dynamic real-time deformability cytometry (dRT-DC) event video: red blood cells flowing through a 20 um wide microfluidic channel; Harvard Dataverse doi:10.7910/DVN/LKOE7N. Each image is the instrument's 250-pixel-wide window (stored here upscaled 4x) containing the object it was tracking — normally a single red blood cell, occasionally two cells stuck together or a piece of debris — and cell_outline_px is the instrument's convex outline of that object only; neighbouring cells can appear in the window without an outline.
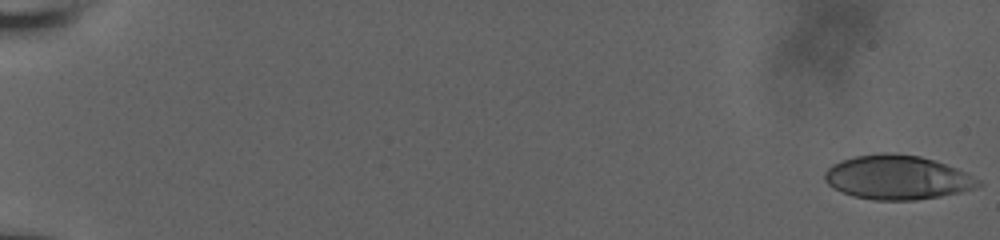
{"species": "human", "species_latin": "Homo sapiens", "temperature_condition": "room temperature", "stored_images_in_passage": 57, "camera_frame_rate_fps": 3000, "um_per_image_px": 0.085, "donor": {"sex": "male"}, "frame": {"image": 1, "passage_image": 1, "time_ms": 0.0, "image_size_px": [1000, 240], "cell_outline_px": [[984, 184], [976, 188], [960, 192], [940, 196], [916, 200], [872, 200], [856, 196], [844, 192], [828, 184], [824, 180], [824, 172], [832, 164], [856, 156], [884, 152], [888, 152], [920, 156], [956, 168], [980, 180]], "centroid_in_image_um": [76.28, 15.08], "position_along_channel_um": 8.7, "area_um2": 39.19}}
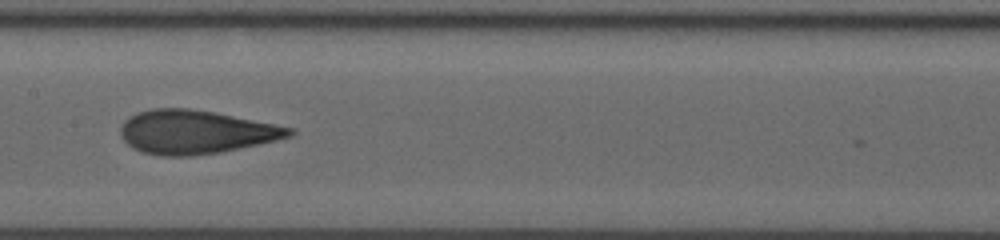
{"frame": {"image": 2, "passage_image": 32, "time_ms": 10.333, "image_size_px": [1000, 240], "cell_outline_px": [[296, 132], [292, 136], [276, 140], [220, 152], [192, 156], [160, 156], [140, 152], [132, 148], [120, 136], [120, 128], [124, 120], [128, 116], [152, 108], [188, 108], [216, 112], [292, 128]], "centroid_in_image_um": [16.58, 11.22], "position_along_channel_um": 190.8, "area_um2": 42.95}}
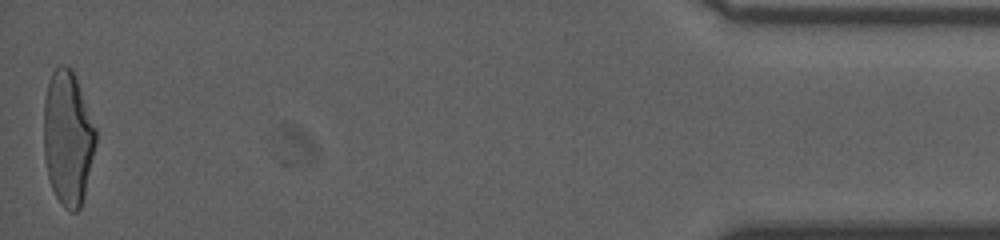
{"frame": {"image": 3, "passage_image": 57, "time_ms": 18.667, "image_size_px": [1000, 240], "cell_outline_px": [[96, 144], [84, 196], [80, 208], [76, 212], [72, 212], [64, 208], [56, 196], [52, 188], [48, 176], [44, 156], [44, 100], [48, 80], [52, 72], [60, 64], [68, 64], [72, 68], [96, 128]], "centroid_in_image_um": [5.76, 11.71], "position_along_channel_um": 429.4, "area_um2": 40.86}, "authors_computed_cell_mechanics": {"area_um2": 40.9224, "velocity_mm_per_s": 3.8429, "shape_relaxation_time_tau1_ms": 8.0397, "shape_relaxation_time_tau2_ms": 1.2074, "deformation_change_tau1": 0.2501, "deformation_change_tau2": 0.0984}}